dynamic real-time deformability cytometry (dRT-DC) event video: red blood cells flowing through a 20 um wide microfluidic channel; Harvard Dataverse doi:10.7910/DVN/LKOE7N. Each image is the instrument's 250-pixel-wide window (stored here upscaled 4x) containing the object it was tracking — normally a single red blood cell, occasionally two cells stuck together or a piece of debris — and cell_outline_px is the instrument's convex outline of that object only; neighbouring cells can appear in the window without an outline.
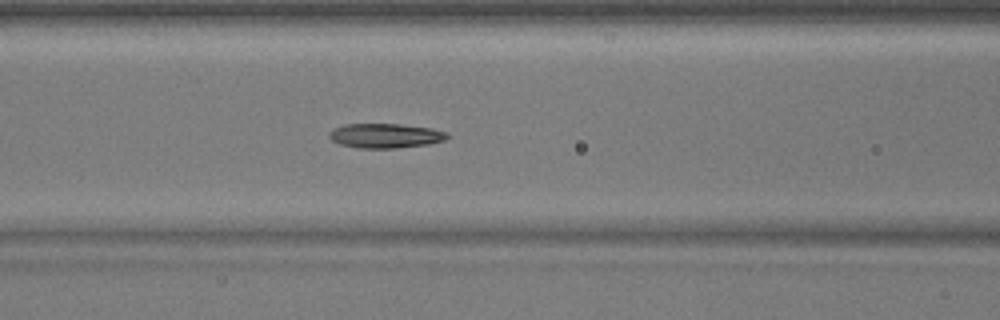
{"species": "common noctule bat (a hibernating species)", "species_latin": "Nyctalus noctula", "temperature_condition": "warm", "stored_images_in_passage": 41, "camera_frame_rate_fps": 3000, "um_per_image_px": 0.085, "animal": {"sex": "male", "body_mass_g": 17.9}, "frame": {"image": 1, "passage_image": 12, "time_ms": 3.667, "image_size_px": [1000, 320], "cell_outline_px": [[448, 136], [444, 140], [428, 144], [396, 148], [356, 148], [340, 144], [332, 140], [328, 136], [328, 132], [332, 128], [344, 124], [400, 124], [432, 128], [448, 132]], "centroid_in_image_um": [32.72, 11.53], "position_along_channel_um": 133.9, "area_um2": 16.99}}
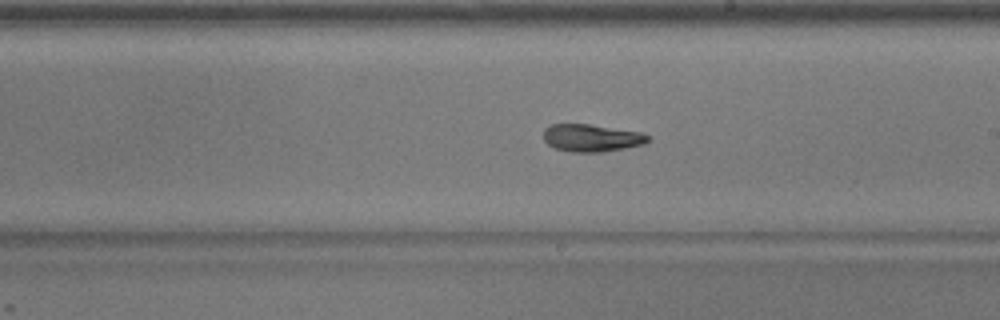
{"frame": {"image": 2, "passage_image": 20, "time_ms": 6.333, "image_size_px": [1000, 320], "cell_outline_px": [[652, 136], [644, 144], [624, 148], [600, 152], [572, 152], [556, 148], [548, 144], [544, 140], [544, 128], [552, 124], [588, 124], [640, 132]], "centroid_in_image_um": [50.28, 11.72], "position_along_channel_um": 238.7, "area_um2": 16.59}}
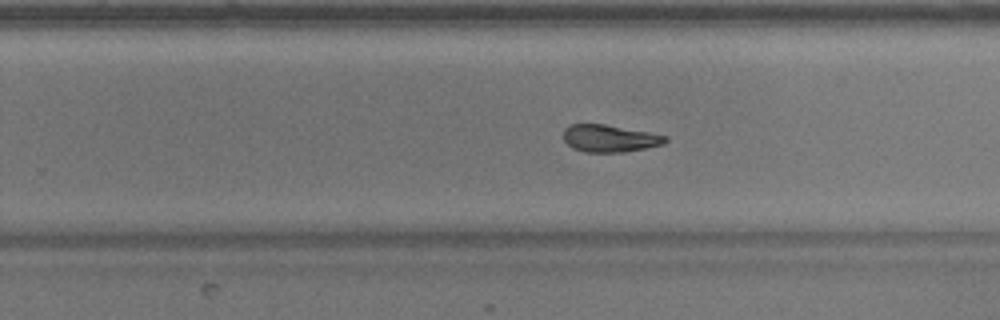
{"frame": {"image": 3, "passage_image": 23, "time_ms": 7.333, "image_size_px": [1000, 320], "cell_outline_px": [[668, 140], [664, 144], [624, 152], [584, 152], [572, 148], [564, 140], [564, 128], [572, 124], [604, 124], [648, 132], [668, 136]], "centroid_in_image_um": [51.82, 11.76], "position_along_channel_um": 278.0, "area_um2": 16.13}}